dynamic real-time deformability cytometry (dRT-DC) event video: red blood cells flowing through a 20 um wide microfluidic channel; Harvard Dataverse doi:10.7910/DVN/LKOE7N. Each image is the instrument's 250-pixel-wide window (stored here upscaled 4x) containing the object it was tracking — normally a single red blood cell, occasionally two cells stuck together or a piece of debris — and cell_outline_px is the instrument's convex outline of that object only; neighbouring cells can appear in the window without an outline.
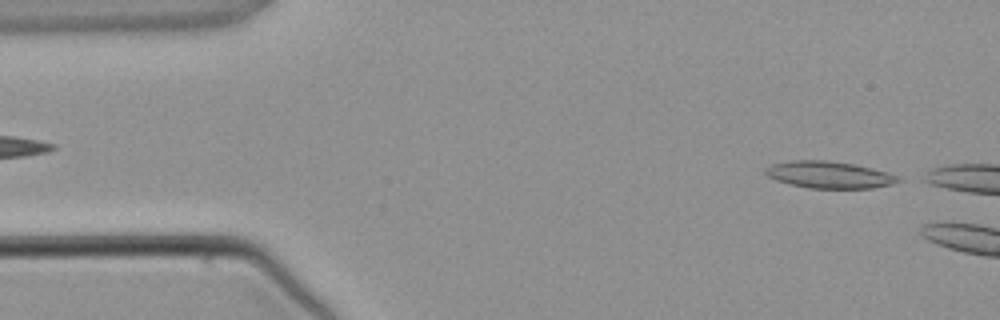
{"species": "common noctule bat (a hibernating species)", "species_latin": "Nyctalus noctula", "temperature_condition": "warm", "stored_images_in_passage": 4, "camera_frame_rate_fps": 3000, "um_per_image_px": 0.085, "animal": {"sex": "male", "body_mass_g": 21.5, "forearm_length_mm": 52.0}, "frame": {"image": 1, "passage_image": 4, "time_ms": 3.333, "image_size_px": [1000, 320], "cell_outline_px": [[904, 180], [892, 184], [872, 188], [808, 188], [788, 184], [776, 180], [768, 176], [764, 172], [764, 168], [772, 164], [792, 160], [828, 160], [852, 164], [872, 168], [888, 172]], "centroid_in_image_um": [70.46, 14.85], "position_along_channel_um": 14.5, "area_um2": 20.87}}